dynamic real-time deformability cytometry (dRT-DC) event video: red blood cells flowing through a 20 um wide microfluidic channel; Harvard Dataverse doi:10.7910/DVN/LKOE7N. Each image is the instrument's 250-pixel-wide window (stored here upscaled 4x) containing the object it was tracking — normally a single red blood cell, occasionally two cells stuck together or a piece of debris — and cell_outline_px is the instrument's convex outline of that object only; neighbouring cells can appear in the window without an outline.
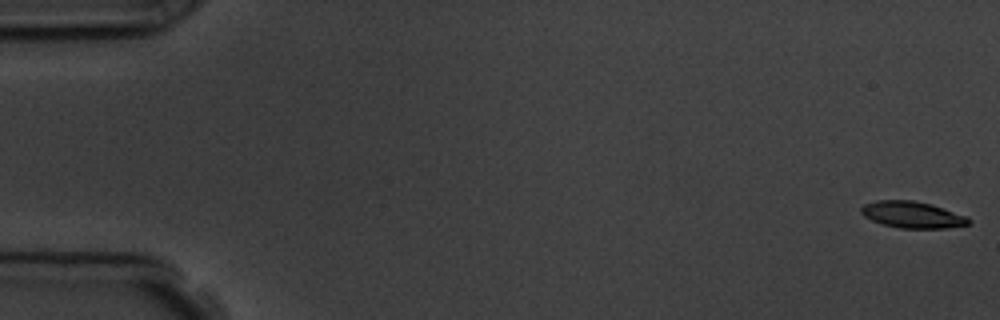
{"species": "common noctule bat (a hibernating species)", "species_latin": "Nyctalus noctula", "temperature_condition": "room temperature", "stored_images_in_passage": 6, "camera_frame_rate_fps": 3000, "um_per_image_px": 0.085, "animal": {"sex": "male", "body_mass_g": 19.5, "forearm_length_mm": 54.6}, "frame": {"image": 1, "passage_image": 1, "time_ms": 0.0, "image_size_px": [1000, 320], "cell_outline_px": [[972, 224], [944, 228], [900, 228], [884, 224], [872, 220], [864, 216], [860, 212], [860, 208], [864, 204], [876, 200], [912, 200], [932, 204], [968, 216], [972, 220]], "centroid_in_image_um": [77.59, 18.24], "position_along_channel_um": 7.4, "area_um2": 16.76}}
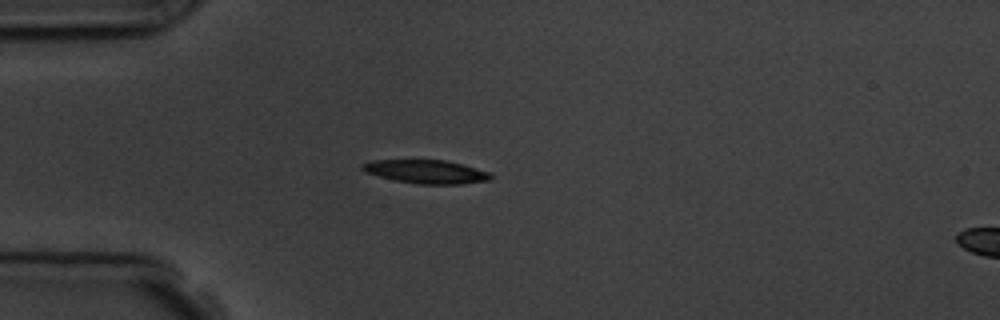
{"frame": {"image": 2, "passage_image": 5, "time_ms": 4.667, "image_size_px": [1000, 320], "cell_outline_px": [[492, 180], [460, 184], [416, 184], [396, 180], [364, 172], [360, 168], [360, 164], [372, 160], [444, 160], [492, 172]], "centroid_in_image_um": [36.23, 14.59], "position_along_channel_um": 48.8, "area_um2": 17.63}}